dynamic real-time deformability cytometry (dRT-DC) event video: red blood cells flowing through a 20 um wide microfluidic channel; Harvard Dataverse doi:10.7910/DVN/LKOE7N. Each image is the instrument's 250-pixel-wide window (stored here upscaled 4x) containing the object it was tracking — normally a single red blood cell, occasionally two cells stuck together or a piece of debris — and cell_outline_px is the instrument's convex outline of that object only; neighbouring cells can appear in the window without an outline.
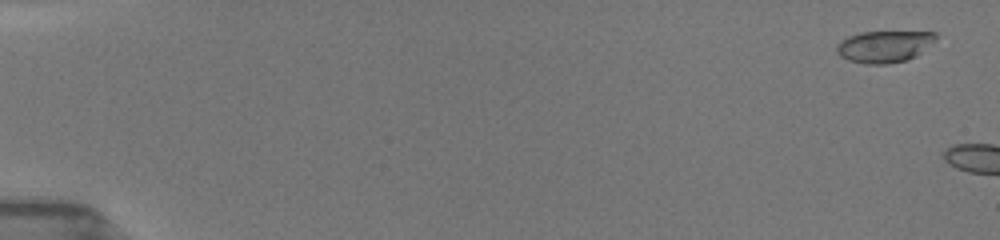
{"species": "common noctule bat (a hibernating species)", "species_latin": "Nyctalus noctula", "temperature_condition": "room temperature", "stored_images_in_passage": 4, "camera_frame_rate_fps": 3000, "um_per_image_px": 0.085, "animal": {"sex": "female", "body_mass_g": 19.5, "forearm_length_mm": 54.1}, "frame": {"image": 1, "passage_image": 2, "time_ms": 0.333, "image_size_px": [1000, 240], "cell_outline_px": [[936, 36], [916, 56], [908, 60], [888, 64], [864, 64], [848, 60], [840, 56], [836, 52], [836, 44], [840, 40], [848, 36], [860, 32], [936, 32]], "centroid_in_image_um": [75.07, 3.96], "position_along_channel_um": 9.9, "area_um2": 18.21}}